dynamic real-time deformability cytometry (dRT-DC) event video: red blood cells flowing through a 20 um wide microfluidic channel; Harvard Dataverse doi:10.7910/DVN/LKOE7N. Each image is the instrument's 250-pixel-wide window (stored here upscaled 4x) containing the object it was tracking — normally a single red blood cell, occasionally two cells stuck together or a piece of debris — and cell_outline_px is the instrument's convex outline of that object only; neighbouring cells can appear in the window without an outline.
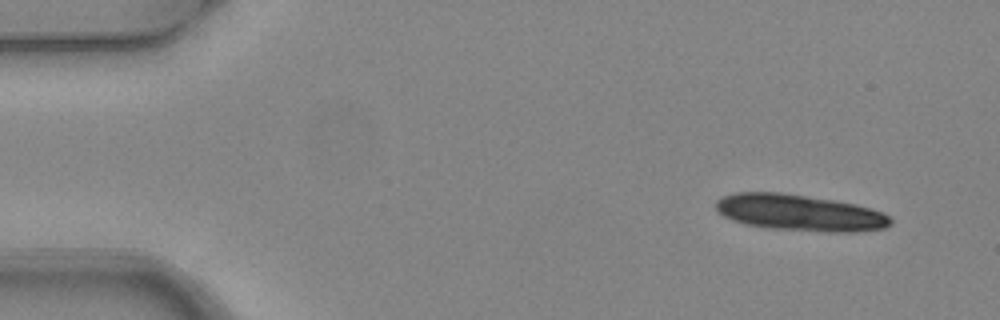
{"species": "common noctule bat (a hibernating species)", "species_latin": "Nyctalus noctula", "temperature_condition": "warm", "stored_images_in_passage": 4, "camera_frame_rate_fps": 3000, "um_per_image_px": 0.085, "animal": {"sex": "female", "body_mass_g": 24.6, "forearm_length_mm": 56.2}, "frame": {"image": 1, "passage_image": 1, "time_ms": 0.0, "image_size_px": [1000, 320], "cell_outline_px": [[892, 224], [884, 228], [856, 232], [828, 232], [768, 228], [744, 224], [732, 220], [716, 212], [716, 200], [720, 196], [736, 192], [780, 192], [832, 200], [852, 204], [868, 208], [880, 212], [888, 216], [892, 220]], "centroid_in_image_um": [67.9, 18.08], "position_along_channel_um": 17.1, "area_um2": 36.93}}